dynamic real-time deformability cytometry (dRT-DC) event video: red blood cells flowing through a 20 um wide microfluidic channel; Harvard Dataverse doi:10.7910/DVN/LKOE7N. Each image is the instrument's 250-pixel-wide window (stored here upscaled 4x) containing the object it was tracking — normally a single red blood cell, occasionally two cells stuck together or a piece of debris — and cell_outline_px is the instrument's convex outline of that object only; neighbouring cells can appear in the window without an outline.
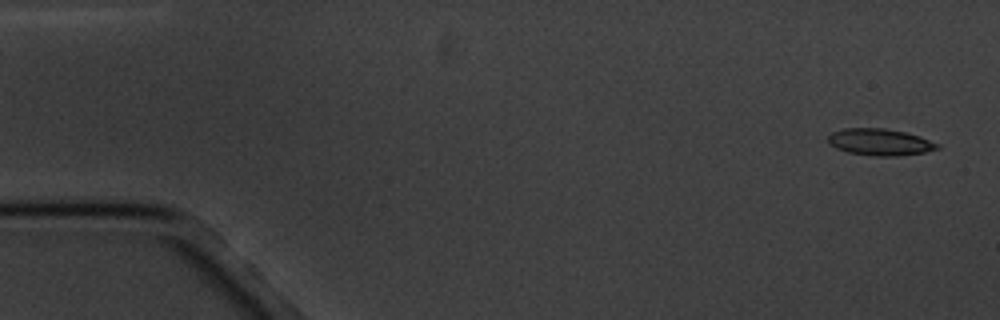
{"species": "common noctule bat (a hibernating species)", "species_latin": "Nyctalus noctula", "temperature_condition": "cold", "stored_images_in_passage": 5, "camera_frame_rate_fps": 3000, "um_per_image_px": 0.085, "animal": {"sex": "male", "body_mass_g": 20.1, "forearm_length_mm": 53.5}, "frame": {"image": 1, "passage_image": 1, "time_ms": 0.0, "image_size_px": [1000, 320], "cell_outline_px": [[940, 148], [924, 152], [896, 156], [876, 156], [848, 152], [836, 148], [828, 144], [828, 136], [832, 132], [844, 128], [884, 128], [904, 132], [920, 136], [940, 144]], "centroid_in_image_um": [74.78, 12.07], "position_along_channel_um": 10.2, "area_um2": 16.99}}
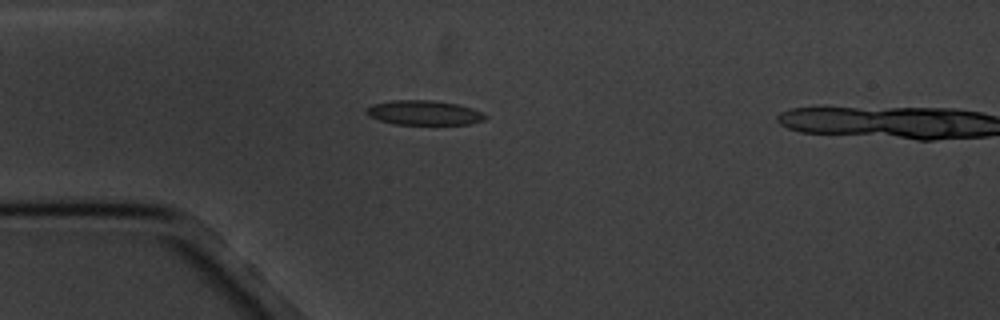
{"frame": {"image": 2, "passage_image": 4, "time_ms": 4.333, "image_size_px": [1000, 320], "cell_outline_px": [[488, 116], [484, 120], [468, 124], [396, 124], [380, 120], [368, 116], [364, 112], [372, 104], [392, 100], [432, 100], [460, 104], [484, 112]], "centroid_in_image_um": [36.07, 9.57], "position_along_channel_um": 48.9, "area_um2": 17.11}}